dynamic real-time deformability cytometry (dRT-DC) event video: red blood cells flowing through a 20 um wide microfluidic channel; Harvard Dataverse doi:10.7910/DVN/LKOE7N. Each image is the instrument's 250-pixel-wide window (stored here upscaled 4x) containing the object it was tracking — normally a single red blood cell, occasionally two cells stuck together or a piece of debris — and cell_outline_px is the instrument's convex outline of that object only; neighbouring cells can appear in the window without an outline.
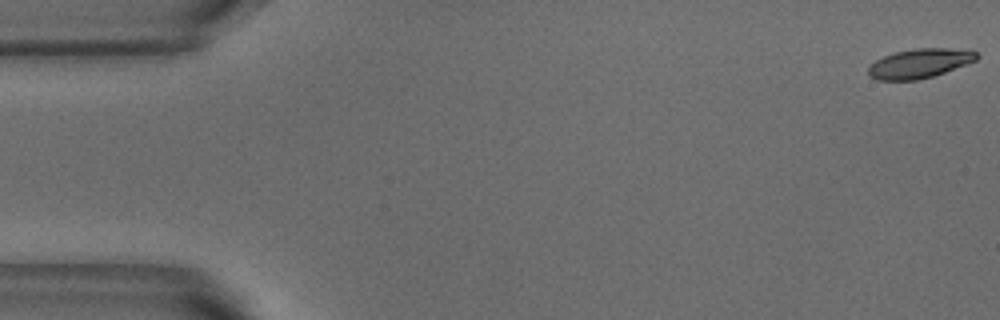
{"species": "common noctule bat (a hibernating species)", "species_latin": "Nyctalus noctula", "temperature_condition": "warm", "stored_images_in_passage": 53, "camera_frame_rate_fps": 3000, "um_per_image_px": 0.085, "animal": {"sex": "male", "body_mass_g": 18.8}, "frame": {"image": 1, "passage_image": 1, "time_ms": 0.0, "image_size_px": [1000, 320], "cell_outline_px": [[980, 56], [976, 60], [944, 72], [932, 76], [916, 80], [876, 80], [868, 76], [868, 68], [876, 60], [892, 52], [916, 48], [948, 48], [976, 52]], "centroid_in_image_um": [78.11, 5.39], "position_along_channel_um": 6.9, "area_um2": 18.38}}
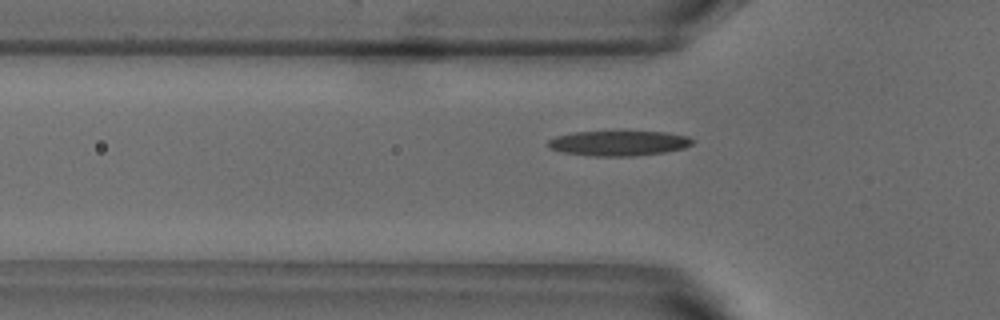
{"frame": {"image": 2, "passage_image": 17, "time_ms": 5.333, "image_size_px": [1000, 320], "cell_outline_px": [[696, 140], [692, 144], [684, 148], [664, 152], [636, 156], [592, 156], [560, 152], [548, 148], [548, 140], [556, 136], [572, 132], [664, 132], [688, 136]], "centroid_in_image_um": [52.58, 12.18], "position_along_channel_um": 73.2, "area_um2": 21.15}}
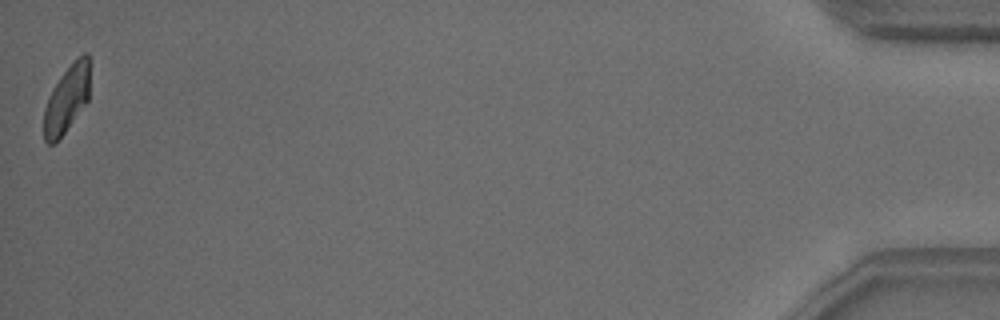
{"frame": {"image": 3, "passage_image": 53, "time_ms": 17.333, "image_size_px": [1000, 320], "cell_outline_px": [[88, 100], [64, 132], [52, 144], [48, 144], [44, 140], [44, 108], [48, 96], [52, 88], [60, 76], [84, 52], [88, 52]], "centroid_in_image_um": [5.64, 8.43], "position_along_channel_um": 429.6, "area_um2": 17.4}, "authors_computed_cell_mechanics": {"area_um2": 19.941, "velocity_mm_per_s": 3.78, "shape_relaxation_time_tau1_ms": 4.4368, "shape_relaxation_time_tau2_ms": 5.6286, "deformation_change_tau1": 0.1785, "deformation_change_tau2": 0.1141}}